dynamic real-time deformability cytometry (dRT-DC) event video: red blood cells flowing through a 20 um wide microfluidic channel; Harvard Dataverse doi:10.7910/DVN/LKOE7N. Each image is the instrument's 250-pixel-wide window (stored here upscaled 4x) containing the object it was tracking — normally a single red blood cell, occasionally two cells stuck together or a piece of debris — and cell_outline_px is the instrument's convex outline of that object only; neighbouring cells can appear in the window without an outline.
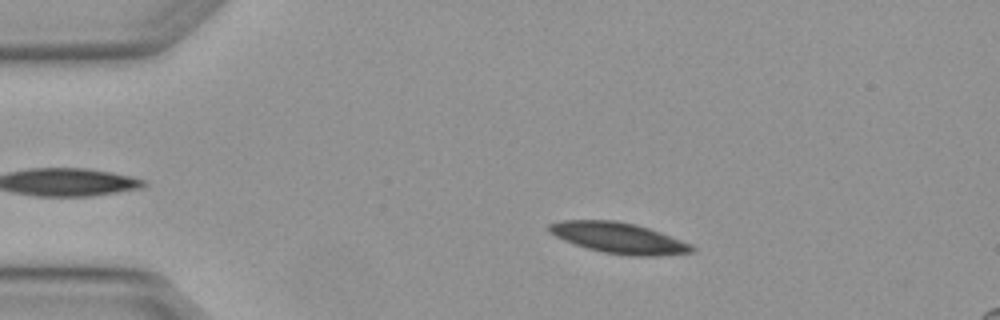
{"species": "Egyptian fruit bat (a non-hibernating species)", "species_latin": "Rousettus aegyptiacus", "temperature_condition": "warm", "stored_images_in_passage": 4, "segment_of_instrument_passage": [1, 2], "camera_frame_rate_fps": 3000, "um_per_image_px": 0.085, "animal": {"sex": "female"}, "frame": {"image": 1, "passage_image": 2, "time_ms": 0.333, "image_size_px": [1000, 320], "cell_outline_px": [[696, 248], [692, 252], [656, 256], [632, 256], [604, 252], [588, 248], [564, 240], [556, 236], [548, 228], [548, 224], [560, 220], [616, 220], [636, 224], [660, 232], [692, 244]], "centroid_in_image_um": [52.62, 20.22], "position_along_channel_um": 32.4, "area_um2": 25.43}}